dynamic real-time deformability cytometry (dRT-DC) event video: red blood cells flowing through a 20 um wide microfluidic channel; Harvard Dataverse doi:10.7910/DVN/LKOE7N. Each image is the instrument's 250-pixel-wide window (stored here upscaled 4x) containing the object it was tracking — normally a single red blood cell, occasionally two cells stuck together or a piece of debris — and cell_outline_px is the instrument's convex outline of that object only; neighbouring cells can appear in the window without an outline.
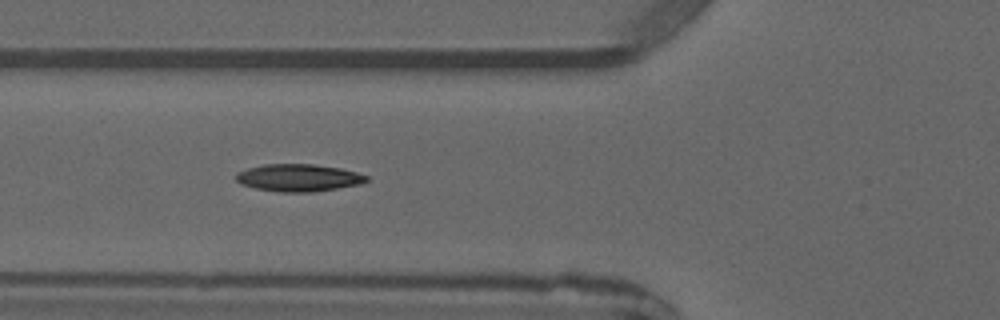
{"species": "common noctule bat (a hibernating species)", "species_latin": "Nyctalus noctula", "temperature_condition": "warm", "stored_images_in_passage": 4, "camera_frame_rate_fps": 3000, "um_per_image_px": 0.085, "animal": {"sex": "male", "forearm_length_mm": 52.5}, "frame": {"image": 1, "passage_image": 4, "time_ms": 3.667, "image_size_px": [1000, 320], "cell_outline_px": [[368, 180], [360, 184], [312, 192], [280, 192], [256, 188], [240, 184], [236, 180], [236, 172], [248, 168], [264, 164], [312, 164], [340, 168], [356, 172], [368, 176]], "centroid_in_image_um": [25.35, 15.1], "position_along_channel_um": 100.5, "area_um2": 20.69}}